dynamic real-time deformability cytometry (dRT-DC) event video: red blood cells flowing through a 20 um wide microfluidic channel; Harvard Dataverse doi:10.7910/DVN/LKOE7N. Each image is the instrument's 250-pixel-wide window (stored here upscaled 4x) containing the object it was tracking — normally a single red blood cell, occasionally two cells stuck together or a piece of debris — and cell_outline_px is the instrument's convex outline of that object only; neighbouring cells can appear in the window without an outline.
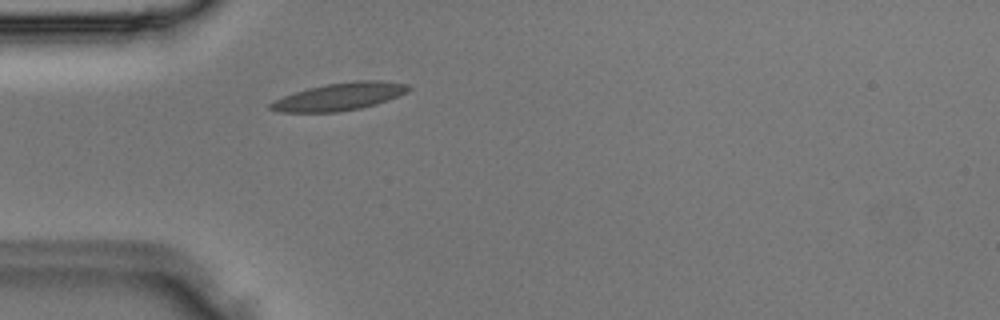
{"species": "Egyptian fruit bat (a non-hibernating species)", "species_latin": "Rousettus aegyptiacus", "temperature_condition": "room temperature", "stored_images_in_passage": 1, "camera_frame_rate_fps": 3000, "um_per_image_px": 0.085, "animal": {"sex": "male"}, "frame": {"image": 1, "passage_image": 1, "time_ms": 0.0, "image_size_px": [1000, 320], "cell_outline_px": [[412, 88], [408, 92], [400, 96], [376, 104], [360, 108], [340, 112], [280, 112], [268, 108], [268, 104], [272, 100], [308, 88], [328, 84], [356, 80], [384, 80], [408, 84]], "centroid_in_image_um": [28.89, 8.21], "position_along_channel_um": 56.1, "area_um2": 22.31}}